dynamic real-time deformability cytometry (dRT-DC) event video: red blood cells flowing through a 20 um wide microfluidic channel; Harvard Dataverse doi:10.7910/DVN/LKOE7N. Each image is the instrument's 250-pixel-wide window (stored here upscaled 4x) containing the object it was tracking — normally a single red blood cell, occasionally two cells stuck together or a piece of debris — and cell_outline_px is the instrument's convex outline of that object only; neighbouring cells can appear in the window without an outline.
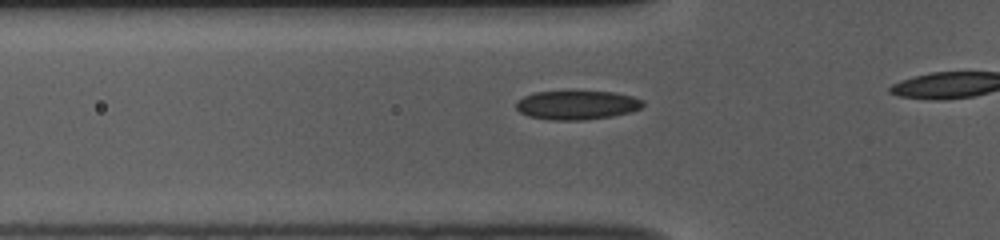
{"species": "common noctule bat (a hibernating species)", "species_latin": "Nyctalus noctula", "temperature_condition": "room temperature", "stored_images_in_passage": 18, "camera_frame_rate_fps": 3000, "um_per_image_px": 0.085, "animal": {"sex": "female", "body_mass_g": 10.0, "forearm_length_mm": 53.1}, "frame": {"image": 1, "passage_image": 13, "time_ms": 4.0, "image_size_px": [1000, 240], "cell_outline_px": [[644, 104], [640, 108], [628, 112], [612, 116], [584, 120], [552, 120], [528, 116], [520, 112], [516, 108], [516, 100], [524, 96], [536, 92], [576, 88], [616, 92], [632, 96], [644, 100]], "centroid_in_image_um": [49.02, 8.87], "position_along_channel_um": 76.8, "area_um2": 22.43}}
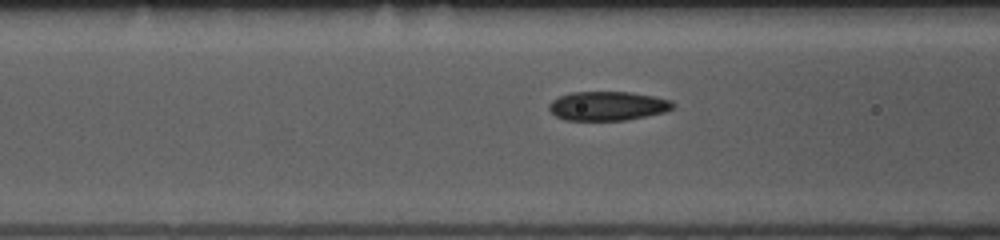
{"frame": {"image": 2, "passage_image": 16, "time_ms": 5.0, "image_size_px": [1000, 240], "cell_outline_px": [[676, 104], [672, 108], [664, 112], [624, 120], [564, 120], [556, 116], [548, 108], [548, 104], [552, 100], [560, 96], [572, 92], [628, 92], [652, 96], [672, 100]], "centroid_in_image_um": [51.63, 9.0], "position_along_channel_um": 115.0, "area_um2": 20.87}}